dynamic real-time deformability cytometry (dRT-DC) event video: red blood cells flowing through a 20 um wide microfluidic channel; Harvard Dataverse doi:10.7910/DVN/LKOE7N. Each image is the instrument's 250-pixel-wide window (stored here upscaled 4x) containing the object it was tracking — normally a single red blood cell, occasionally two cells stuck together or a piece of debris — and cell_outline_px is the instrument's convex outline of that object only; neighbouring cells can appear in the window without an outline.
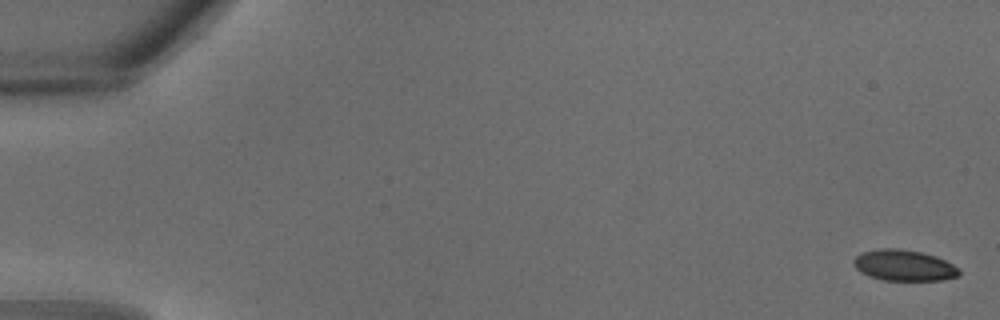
{"species": "common noctule bat (a hibernating species)", "species_latin": "Nyctalus noctula", "temperature_condition": "warm", "stored_images_in_passage": 15, "camera_frame_rate_fps": 3000, "um_per_image_px": 0.085, "animal": {"sex": "male", "body_mass_g": 18.8}, "frame": {"image": 1, "passage_image": 1, "time_ms": 0.0, "image_size_px": [1000, 320], "cell_outline_px": [[960, 272], [956, 276], [944, 280], [884, 280], [868, 276], [860, 272], [852, 264], [852, 260], [860, 252], [876, 248], [896, 248], [920, 252], [936, 256], [960, 268]], "centroid_in_image_um": [76.78, 22.55], "position_along_channel_um": 8.2, "area_um2": 19.19}}
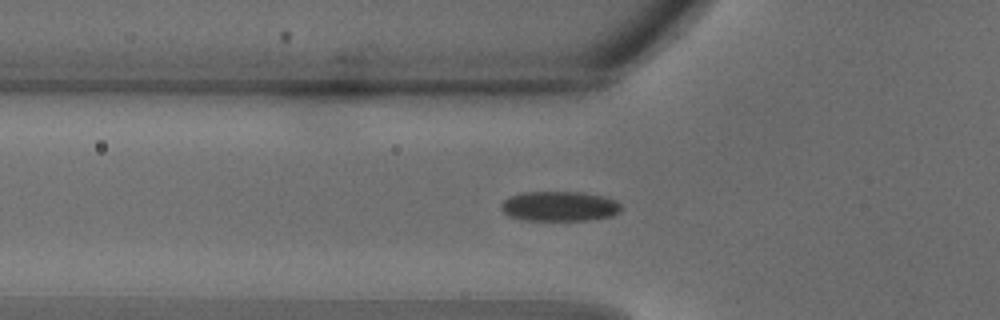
{"frame": {"image": 2, "passage_image": 12, "time_ms": 3.667, "image_size_px": [1000, 320], "cell_outline_px": [[624, 208], [620, 212], [612, 216], [588, 220], [524, 220], [508, 216], [500, 208], [500, 204], [508, 196], [524, 192], [584, 192], [616, 200]], "centroid_in_image_um": [47.55, 17.53], "position_along_channel_um": 78.3, "area_um2": 21.1}}
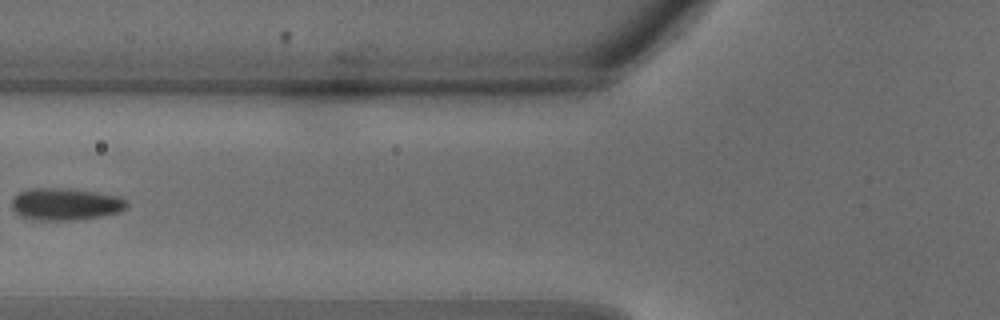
{"frame": {"image": 3, "passage_image": 14, "time_ms": 4.333, "image_size_px": [1000, 320], "cell_outline_px": [[128, 208], [120, 212], [100, 216], [72, 220], [40, 220], [20, 216], [12, 208], [12, 196], [16, 192], [28, 188], [68, 188], [116, 196], [128, 200]], "centroid_in_image_um": [5.53, 17.34], "position_along_channel_um": 120.3, "area_um2": 21.62}}